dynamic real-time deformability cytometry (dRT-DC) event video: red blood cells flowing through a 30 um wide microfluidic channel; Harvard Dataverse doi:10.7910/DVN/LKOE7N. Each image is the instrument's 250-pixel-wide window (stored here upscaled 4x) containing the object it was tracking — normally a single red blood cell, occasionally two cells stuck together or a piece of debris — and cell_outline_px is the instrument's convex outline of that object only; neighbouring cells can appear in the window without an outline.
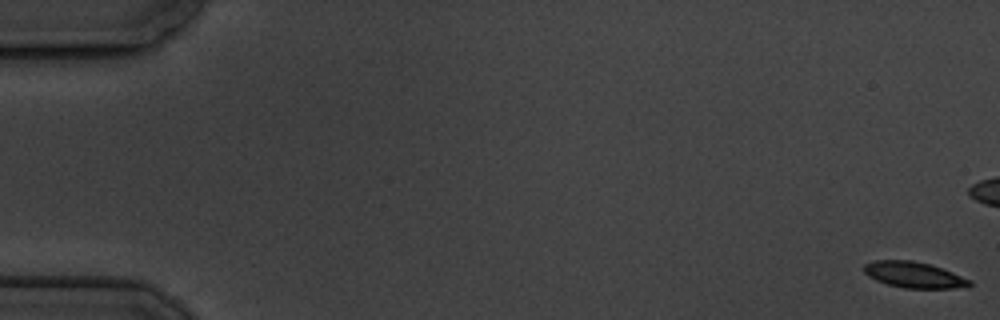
{"species": "common noctule bat (a hibernating species)", "species_latin": "Nyctalus noctula", "temperature_condition": "cold", "stored_images_in_passage": 6, "camera_frame_rate_fps": 3000, "um_per_image_px": 0.085, "animal": {"sex": "male", "body_mass_g": 19.5, "forearm_length_mm": 54.6}, "frame": {"image": 1, "passage_image": 1, "time_ms": 0.0, "image_size_px": [1000, 320], "cell_outline_px": [[972, 284], [968, 288], [904, 288], [888, 284], [876, 280], [868, 276], [864, 272], [864, 264], [872, 260], [912, 260], [932, 264], [972, 280]], "centroid_in_image_um": [77.72, 23.36], "position_along_channel_um": 7.3, "area_um2": 16.18}}
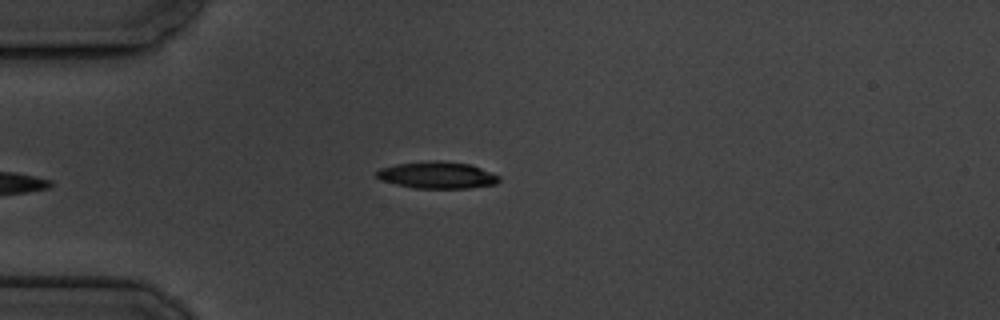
{"frame": {"image": 2, "passage_image": 6, "time_ms": 6.667, "image_size_px": [1000, 320], "cell_outline_px": [[500, 180], [496, 184], [468, 188], [416, 188], [396, 184], [384, 180], [376, 176], [372, 172], [380, 168], [396, 164], [432, 160], [440, 160], [468, 164], [480, 168], [500, 176]], "centroid_in_image_um": [37.14, 14.88], "position_along_channel_um": 47.9, "area_um2": 19.07}}